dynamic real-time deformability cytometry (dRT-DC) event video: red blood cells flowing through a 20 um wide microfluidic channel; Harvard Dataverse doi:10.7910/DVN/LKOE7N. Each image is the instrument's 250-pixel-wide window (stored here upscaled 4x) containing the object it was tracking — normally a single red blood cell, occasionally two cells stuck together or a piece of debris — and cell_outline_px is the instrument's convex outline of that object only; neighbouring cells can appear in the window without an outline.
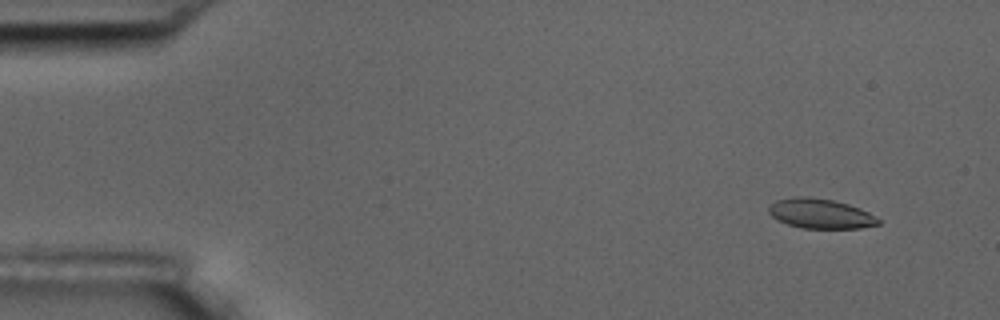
{"species": "common noctule bat (a hibernating species)", "species_latin": "Nyctalus noctula", "temperature_condition": "room temperature", "stored_images_in_passage": 57, "camera_frame_rate_fps": 3000, "um_per_image_px": 0.085, "animal": {"sex": "male", "body_mass_g": 17.5, "forearm_length_mm": 52.3}, "frame": {"image": 1, "passage_image": 5, "time_ms": 1.333, "image_size_px": [1000, 320], "cell_outline_px": [[880, 224], [860, 228], [800, 228], [776, 220], [768, 212], [768, 208], [776, 200], [792, 196], [808, 196], [832, 200], [848, 204], [860, 208], [868, 212], [880, 220]], "centroid_in_image_um": [69.71, 18.15], "position_along_channel_um": 15.3, "area_um2": 19.07}}
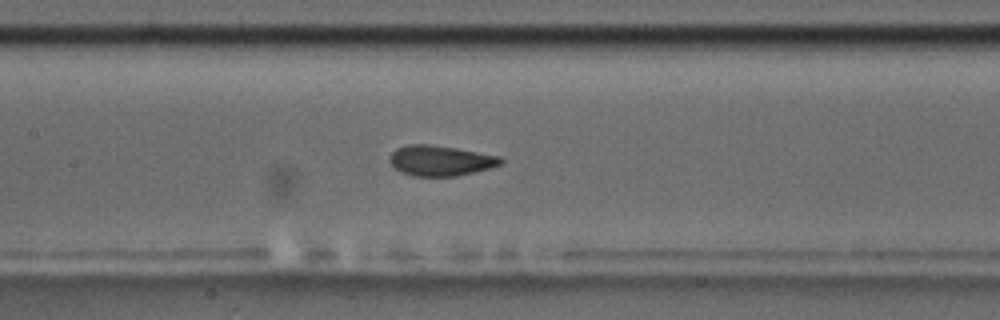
{"frame": {"image": 2, "passage_image": 27, "time_ms": 8.667, "image_size_px": [1000, 320], "cell_outline_px": [[504, 160], [500, 164], [488, 168], [456, 176], [412, 176], [400, 172], [388, 160], [392, 152], [396, 148], [408, 144], [428, 144], [456, 148], [500, 156]], "centroid_in_image_um": [37.4, 13.65], "position_along_channel_um": 170.0, "area_um2": 19.54}}
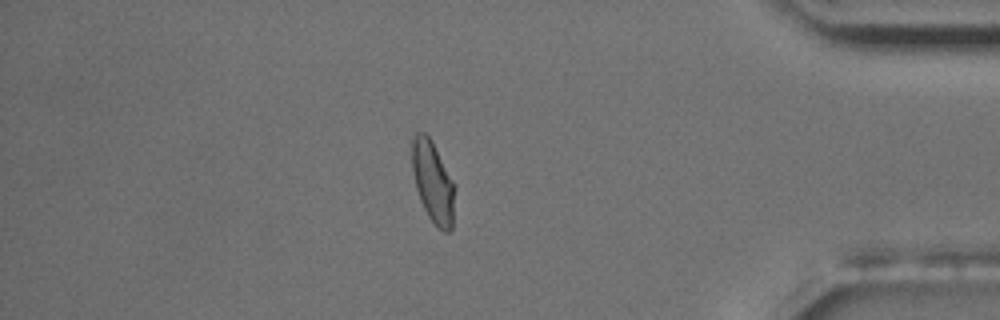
{"frame": {"image": 3, "passage_image": 49, "time_ms": 16.0, "image_size_px": [1000, 320], "cell_outline_px": [[456, 184], [452, 228], [448, 232], [444, 232], [428, 216], [420, 200], [416, 188], [412, 172], [408, 136], [412, 132], [424, 132], [432, 140]], "centroid_in_image_um": [36.76, 15.34], "position_along_channel_um": 398.4, "area_um2": 21.21}, "authors_computed_cell_mechanics": {"area_um2": 19.8254, "velocity_mm_per_s": 3.5873, "shape_relaxation_time_tau1_ms": 4.4098, "shape_relaxation_time_tau2_ms": null, "deformation_change_tau1": 0.1513, "deformation_change_tau2": null}}